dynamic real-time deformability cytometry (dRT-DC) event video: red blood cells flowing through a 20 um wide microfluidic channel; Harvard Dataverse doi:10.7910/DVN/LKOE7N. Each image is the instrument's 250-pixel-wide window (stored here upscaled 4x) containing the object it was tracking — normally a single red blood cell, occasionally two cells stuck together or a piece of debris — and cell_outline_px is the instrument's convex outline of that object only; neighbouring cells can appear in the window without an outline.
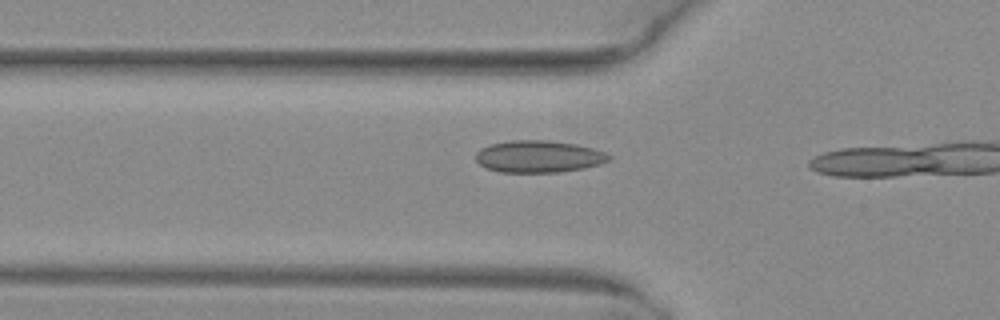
{"species": "common noctule bat (a hibernating species)", "species_latin": "Nyctalus noctula", "temperature_condition": "warm", "stored_images_in_passage": 5, "camera_frame_rate_fps": 3000, "um_per_image_px": 0.085, "animal": {"sex": "female", "body_mass_g": 29.2, "forearm_length_mm": 56.3}, "frame": {"image": 1, "passage_image": 3, "time_ms": 0.667, "image_size_px": [1000, 320], "cell_outline_px": [[612, 160], [600, 164], [584, 168], [560, 172], [500, 172], [488, 168], [480, 164], [476, 160], [476, 152], [480, 148], [492, 144], [508, 140], [548, 140], [576, 144], [592, 148], [604, 152], [612, 156]], "centroid_in_image_um": [45.81, 13.3], "position_along_channel_um": 80.0, "area_um2": 24.91}}